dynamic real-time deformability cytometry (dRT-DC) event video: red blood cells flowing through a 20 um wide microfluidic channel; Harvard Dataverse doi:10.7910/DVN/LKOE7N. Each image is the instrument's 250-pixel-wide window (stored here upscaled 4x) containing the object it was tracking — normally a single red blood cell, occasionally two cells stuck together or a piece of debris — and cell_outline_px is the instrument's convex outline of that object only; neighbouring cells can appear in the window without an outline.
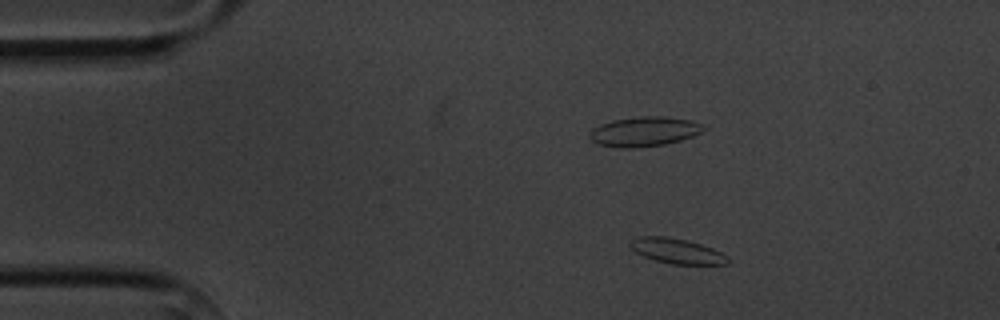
{"species": "common noctule bat (a hibernating species)", "species_latin": "Nyctalus noctula", "temperature_condition": "cold", "stored_images_in_passage": 4, "camera_frame_rate_fps": 3000, "um_per_image_px": 0.085, "animal": {"sex": "male", "body_mass_g": 20.1, "forearm_length_mm": 53.5}, "frame": {"image": 1, "passage_image": 2, "time_ms": 1.333, "image_size_px": [1000, 320], "cell_outline_px": [[732, 260], [728, 264], [672, 264], [652, 260], [636, 252], [628, 244], [632, 240], [640, 236], [664, 236], [688, 240], [712, 248], [728, 256]], "centroid_in_image_um": [57.56, 21.34], "position_along_channel_um": 27.4, "area_um2": 14.33}}